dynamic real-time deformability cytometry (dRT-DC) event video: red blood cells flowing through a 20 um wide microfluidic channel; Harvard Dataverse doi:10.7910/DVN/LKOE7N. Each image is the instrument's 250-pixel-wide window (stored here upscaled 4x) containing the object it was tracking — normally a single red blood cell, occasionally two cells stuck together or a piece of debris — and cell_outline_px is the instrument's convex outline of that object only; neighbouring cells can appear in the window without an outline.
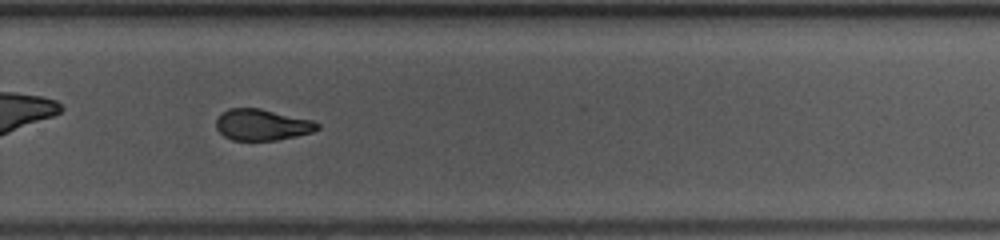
{"species": "common noctule bat (a hibernating species)", "species_latin": "Nyctalus noctula", "temperature_condition": "warm", "stored_images_in_passage": 37, "camera_frame_rate_fps": 3000, "um_per_image_px": 0.085, "animal": {"sex": "female", "body_mass_g": 10.0, "forearm_length_mm": 53.1}, "frame": {"image": 1, "passage_image": 27, "time_ms": 8.667, "image_size_px": [1000, 240], "cell_outline_px": [[320, 128], [312, 132], [296, 136], [276, 140], [232, 140], [224, 136], [216, 128], [216, 120], [228, 108], [260, 108], [312, 120], [320, 124]], "centroid_in_image_um": [22.29, 10.6], "position_along_channel_um": 307.5, "area_um2": 18.32}, "authors_computed_cell_mechanics": {"area_um2": 19.363, "velocity_mm_per_s": 4.0571, "shape_relaxation_time_tau1_ms": 3.2291, "shape_relaxation_time_tau2_ms": 2.6711, "deformation_change_tau1": 0.1446, "deformation_change_tau2": 0.0977}}